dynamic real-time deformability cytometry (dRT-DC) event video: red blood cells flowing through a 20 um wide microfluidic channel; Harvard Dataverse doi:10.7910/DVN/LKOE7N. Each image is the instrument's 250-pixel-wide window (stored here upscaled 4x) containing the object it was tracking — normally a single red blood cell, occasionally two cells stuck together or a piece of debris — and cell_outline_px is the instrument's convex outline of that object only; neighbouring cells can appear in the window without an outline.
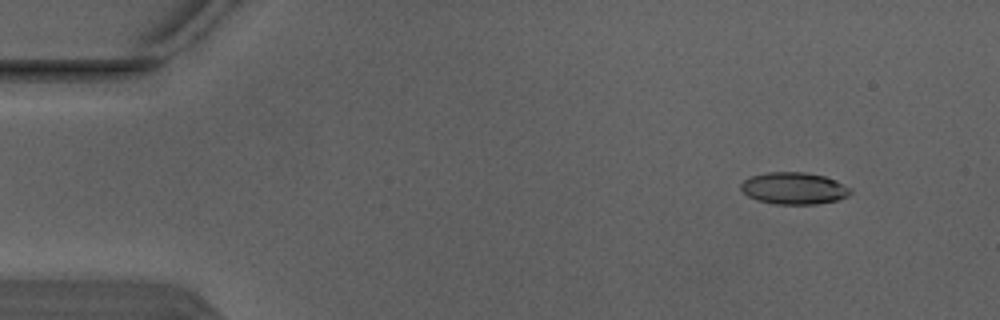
{"species": "Egyptian fruit bat (a non-hibernating species)", "species_latin": "Rousettus aegyptiacus", "temperature_condition": "warm", "stored_images_in_passage": 5, "camera_frame_rate_fps": 3000, "um_per_image_px": 0.085, "animal": {"sex": "male"}, "frame": {"image": 1, "passage_image": 2, "time_ms": 0.333, "image_size_px": [1000, 320], "cell_outline_px": [[852, 192], [848, 196], [836, 200], [816, 204], [776, 204], [756, 200], [748, 196], [740, 188], [740, 184], [744, 180], [752, 176], [768, 172], [804, 172], [824, 176], [836, 180], [852, 188]], "centroid_in_image_um": [67.5, 16.0], "position_along_channel_um": 17.5, "area_um2": 20.4}}
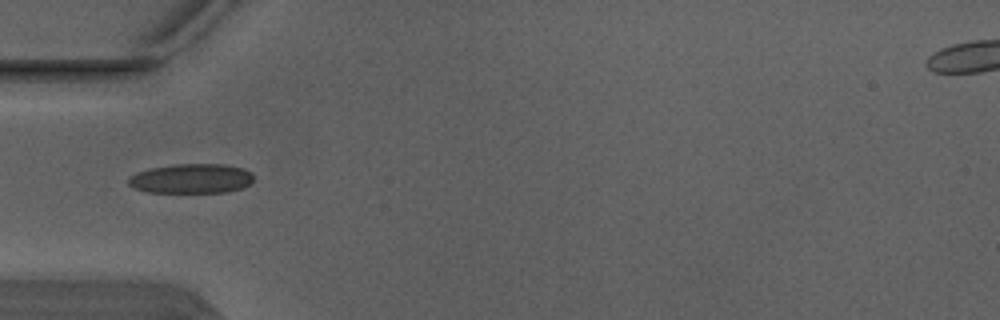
{"frame": {"image": 2, "passage_image": 5, "time_ms": 1.333, "image_size_px": [1000, 320], "cell_outline_px": [[252, 184], [244, 188], [224, 192], [148, 192], [132, 188], [128, 184], [128, 176], [136, 172], [152, 168], [176, 164], [224, 164], [244, 168], [252, 172]], "centroid_in_image_um": [16.27, 15.18], "position_along_channel_um": 68.7, "area_um2": 21.79}}